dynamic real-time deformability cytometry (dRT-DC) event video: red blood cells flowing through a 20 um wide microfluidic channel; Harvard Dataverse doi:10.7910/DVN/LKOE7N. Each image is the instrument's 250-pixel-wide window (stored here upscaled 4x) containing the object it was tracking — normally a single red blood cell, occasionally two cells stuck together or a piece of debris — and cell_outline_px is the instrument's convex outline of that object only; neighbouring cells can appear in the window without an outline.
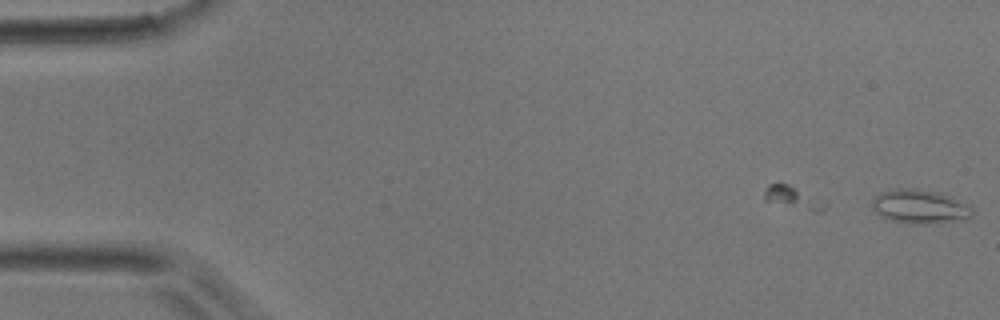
{"species": "common noctule bat (a hibernating species)", "species_latin": "Nyctalus noctula", "temperature_condition": "room temperature", "stored_images_in_passage": 7, "camera_frame_rate_fps": 3000, "um_per_image_px": 0.085, "animal": {"sex": "male", "body_mass_g": 17.9}, "frame": {"image": 1, "passage_image": 7, "time_ms": 2.0, "image_size_px": [1000, 320], "cell_outline_px": [[972, 216], [968, 220], [928, 224], [916, 224], [892, 220], [880, 216], [872, 208], [872, 200], [880, 192], [892, 188], [912, 188], [936, 192], [948, 196], [968, 204], [972, 208]], "centroid_in_image_um": [78.19, 17.57], "position_along_channel_um": 6.8, "area_um2": 19.94}}